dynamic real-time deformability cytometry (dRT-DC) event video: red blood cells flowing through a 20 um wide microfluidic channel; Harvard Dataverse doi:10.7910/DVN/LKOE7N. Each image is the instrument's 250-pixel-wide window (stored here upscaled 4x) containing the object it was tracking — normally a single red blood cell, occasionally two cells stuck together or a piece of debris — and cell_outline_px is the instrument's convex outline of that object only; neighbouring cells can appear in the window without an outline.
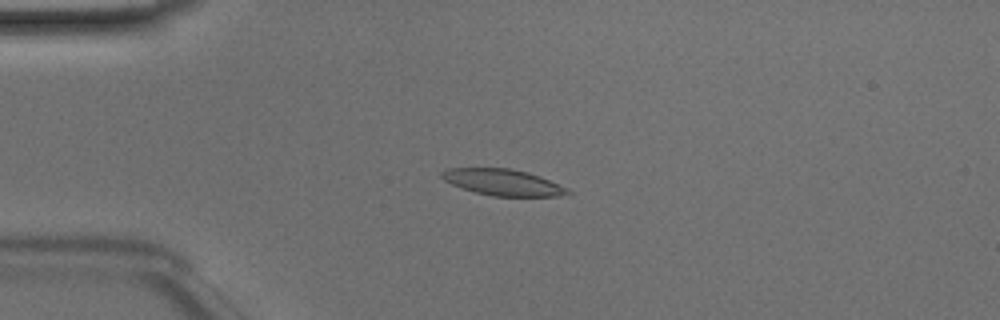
{"species": "Egyptian fruit bat (a non-hibernating species)", "species_latin": "Rousettus aegyptiacus", "temperature_condition": "room temperature", "stored_images_in_passage": 49, "camera_frame_rate_fps": 3000, "um_per_image_px": 0.085, "animal": {"sex": "male"}, "frame": {"image": 1, "passage_image": 12, "time_ms": 3.667, "image_size_px": [1000, 320], "cell_outline_px": [[572, 192], [560, 196], [492, 196], [476, 192], [452, 184], [444, 180], [440, 176], [440, 172], [448, 168], [508, 168], [528, 172], [540, 176], [568, 188]], "centroid_in_image_um": [42.75, 15.49], "position_along_channel_um": 42.2, "area_um2": 19.19}}
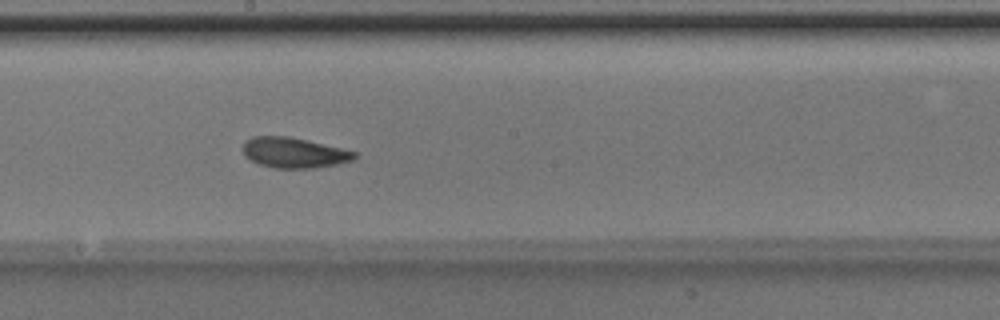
{"frame": {"image": 2, "passage_image": 27, "time_ms": 8.667, "image_size_px": [1000, 320], "cell_outline_px": [[356, 156], [352, 160], [336, 164], [312, 168], [276, 168], [260, 164], [244, 156], [244, 140], [252, 136], [288, 136], [308, 140], [356, 152]], "centroid_in_image_um": [24.96, 12.97], "position_along_channel_um": 223.2, "area_um2": 19.54}}
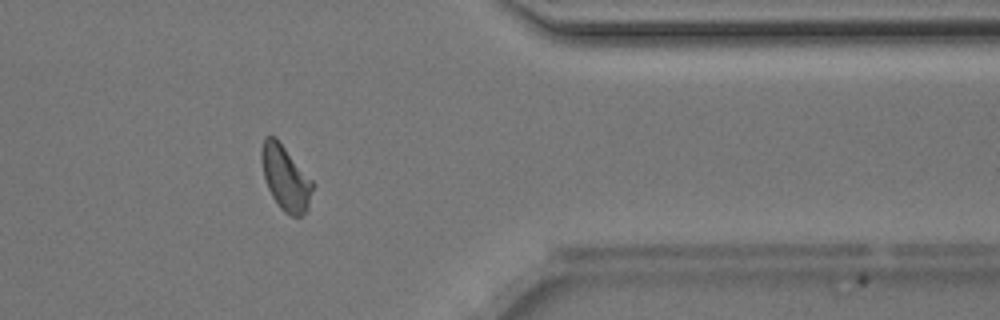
{"frame": {"image": 3, "passage_image": 40, "time_ms": 13.0, "image_size_px": [1000, 320], "cell_outline_px": [[316, 184], [308, 208], [300, 216], [292, 216], [284, 212], [280, 208], [272, 196], [268, 188], [264, 176], [260, 160], [260, 152], [264, 136], [276, 136]], "centroid_in_image_um": [24.28, 15.1], "position_along_channel_um": 387.1, "area_um2": 19.65}, "authors_computed_cell_mechanics": {"area_um2": 19.5364, "velocity_mm_per_s": 4.128, "shape_relaxation_time_tau1_ms": 3.4928, "shape_relaxation_time_tau2_ms": 1.7487, "deformation_change_tau1": 0.1175, "deformation_change_tau2": 0.0838}}